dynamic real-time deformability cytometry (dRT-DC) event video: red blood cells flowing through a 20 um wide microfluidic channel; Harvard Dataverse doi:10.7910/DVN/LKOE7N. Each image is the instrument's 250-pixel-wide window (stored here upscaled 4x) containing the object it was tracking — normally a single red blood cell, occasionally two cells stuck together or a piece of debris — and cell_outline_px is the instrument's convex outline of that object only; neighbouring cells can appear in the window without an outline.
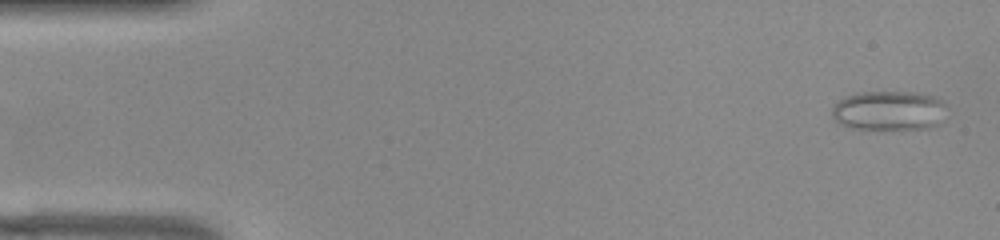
{"species": "common noctule bat (a hibernating species)", "species_latin": "Nyctalus noctula", "temperature_condition": "warm", "stored_images_in_passage": 52, "camera_frame_rate_fps": 3000, "um_per_image_px": 0.085, "animal": {"sex": "female", "body_mass_g": 22.0, "forearm_length_mm": 56.7}, "frame": {"image": 1, "passage_image": 2, "time_ms": 0.333, "image_size_px": [1000, 240], "cell_outline_px": [[948, 108], [940, 124], [928, 128], [852, 128], [840, 124], [832, 120], [832, 104], [844, 96], [856, 92], [924, 92], [936, 96], [944, 100], [948, 104]], "centroid_in_image_um": [75.6, 9.37], "position_along_channel_um": 9.4, "area_um2": 27.11}}
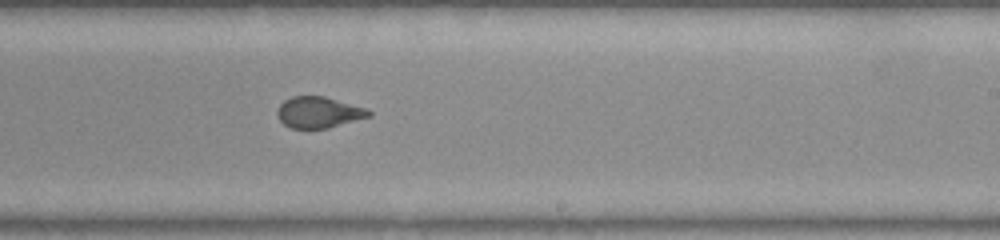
{"frame": {"image": 2, "passage_image": 31, "time_ms": 10.0, "image_size_px": [1000, 240], "cell_outline_px": [[372, 116], [328, 128], [292, 128], [284, 124], [276, 116], [276, 112], [280, 104], [284, 100], [292, 96], [324, 96], [368, 108], [372, 112]], "centroid_in_image_um": [27.11, 9.54], "position_along_channel_um": 261.9, "area_um2": 16.76}}
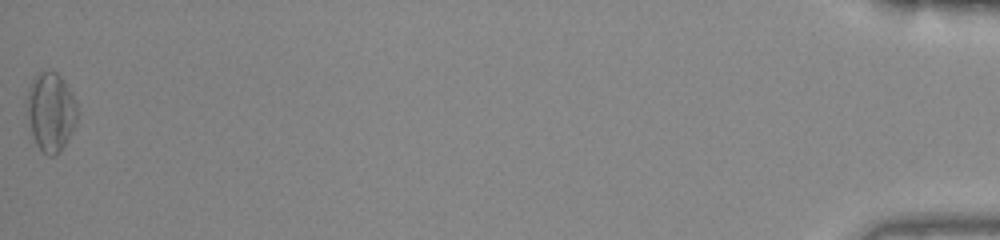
{"frame": {"image": 3, "passage_image": 52, "time_ms": 17.0, "image_size_px": [1000, 240], "cell_outline_px": [[80, 112], [76, 124], [72, 132], [60, 152], [52, 156], [48, 156], [36, 144], [32, 132], [28, 112], [28, 92], [32, 80], [36, 72], [44, 68], [56, 72], [64, 80], [72, 92], [76, 100]], "centroid_in_image_um": [4.37, 9.45], "position_along_channel_um": 430.8, "area_um2": 23.35}, "authors_computed_cell_mechanics": {"area_um2": 18.2937, "velocity_mm_per_s": 3.8992, "shape_relaxation_time_tau1_ms": null, "shape_relaxation_time_tau2_ms": 0.692, "deformation_change_tau1": null, "deformation_change_tau2": 0.0489}}